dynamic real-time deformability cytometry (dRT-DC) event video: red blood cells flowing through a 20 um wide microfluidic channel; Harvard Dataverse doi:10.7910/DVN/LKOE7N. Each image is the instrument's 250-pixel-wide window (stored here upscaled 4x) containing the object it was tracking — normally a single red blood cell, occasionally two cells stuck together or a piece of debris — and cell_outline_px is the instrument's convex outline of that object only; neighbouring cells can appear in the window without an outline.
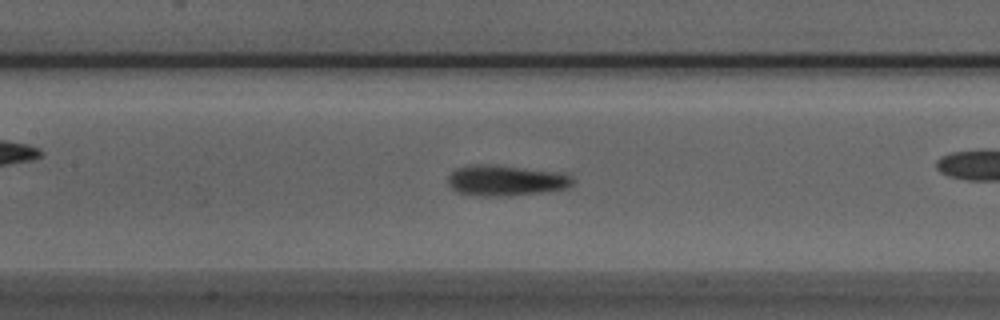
{"species": "Egyptian fruit bat (a non-hibernating species)", "species_latin": "Rousettus aegyptiacus", "temperature_condition": "room temperature", "stored_images_in_passage": 51, "camera_frame_rate_fps": 3000, "um_per_image_px": 0.085, "animal": {"sex": "male"}, "frame": {"image": 1, "passage_image": 22, "time_ms": 7.0, "image_size_px": [1000, 320], "cell_outline_px": [[576, 184], [568, 188], [540, 192], [508, 196], [480, 196], [456, 192], [448, 184], [448, 176], [456, 168], [472, 164], [496, 164], [564, 172], [572, 176], [576, 180]], "centroid_in_image_um": [43.05, 15.32], "position_along_channel_um": 164.3, "area_um2": 22.89}, "authors_computed_cell_mechanics": {"area_um2": 21.675, "velocity_mm_per_s": 3.9108, "shape_relaxation_time_tau1_ms": 4.8072, "shape_relaxation_time_tau2_ms": 3.6927, "deformation_change_tau1": 0.1374, "deformation_change_tau2": 0.0968}}